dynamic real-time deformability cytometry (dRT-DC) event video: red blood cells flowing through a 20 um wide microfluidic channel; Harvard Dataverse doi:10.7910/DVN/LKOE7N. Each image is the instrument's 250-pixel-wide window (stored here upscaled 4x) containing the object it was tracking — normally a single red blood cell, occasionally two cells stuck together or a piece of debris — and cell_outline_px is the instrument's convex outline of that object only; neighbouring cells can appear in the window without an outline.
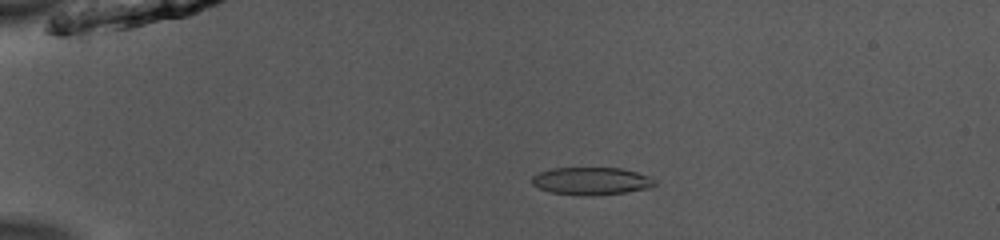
{"species": "common noctule bat (a hibernating species)", "species_latin": "Nyctalus noctula", "temperature_condition": "room temperature", "stored_images_in_passage": 52, "camera_frame_rate_fps": 3000, "um_per_image_px": 0.085, "animal": {"sex": "male", "body_mass_g": 13.0, "forearm_length_mm": 53.1}, "frame": {"image": 1, "passage_image": 12, "time_ms": 3.667, "image_size_px": [1000, 240], "cell_outline_px": [[656, 184], [652, 188], [624, 192], [588, 196], [580, 196], [548, 192], [532, 184], [532, 176], [540, 172], [552, 168], [624, 168], [652, 176], [656, 180]], "centroid_in_image_um": [50.31, 15.39], "position_along_channel_um": 34.7, "area_um2": 20.06}}
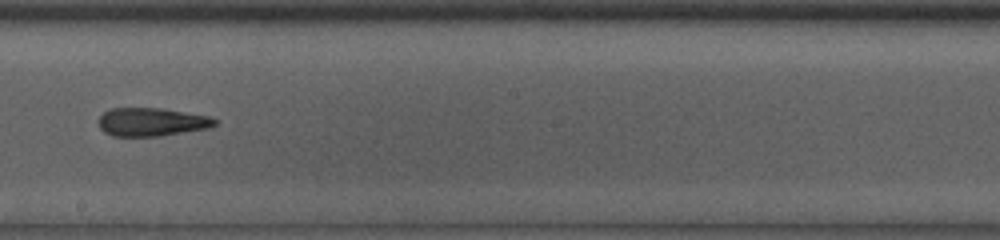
{"frame": {"image": 2, "passage_image": 31, "time_ms": 10.0, "image_size_px": [1000, 240], "cell_outline_px": [[220, 120], [216, 124], [208, 128], [160, 136], [112, 136], [104, 132], [100, 128], [100, 116], [104, 112], [112, 108], [160, 108], [208, 116]], "centroid_in_image_um": [12.9, 10.37], "position_along_channel_um": 235.3, "area_um2": 19.07}}
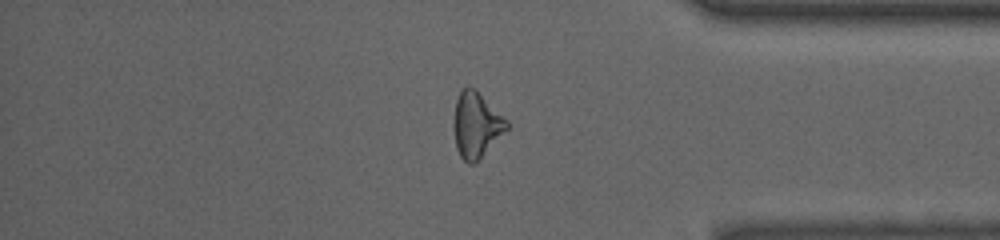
{"frame": {"image": 3, "passage_image": 44, "time_ms": 14.333, "image_size_px": [1000, 240], "cell_outline_px": [[508, 128], [476, 164], [468, 164], [460, 156], [456, 148], [452, 124], [456, 100], [460, 92], [468, 84], [476, 88], [508, 120]], "centroid_in_image_um": [40.47, 10.61], "position_along_channel_um": 394.7, "area_um2": 20.69}, "authors_computed_cell_mechanics": {"area_um2": 20.2011, "velocity_mm_per_s": 3.9794, "shape_relaxation_time_tau1_ms": null, "shape_relaxation_time_tau2_ms": 2.2829, "deformation_change_tau1": null, "deformation_change_tau2": 0.1022}}